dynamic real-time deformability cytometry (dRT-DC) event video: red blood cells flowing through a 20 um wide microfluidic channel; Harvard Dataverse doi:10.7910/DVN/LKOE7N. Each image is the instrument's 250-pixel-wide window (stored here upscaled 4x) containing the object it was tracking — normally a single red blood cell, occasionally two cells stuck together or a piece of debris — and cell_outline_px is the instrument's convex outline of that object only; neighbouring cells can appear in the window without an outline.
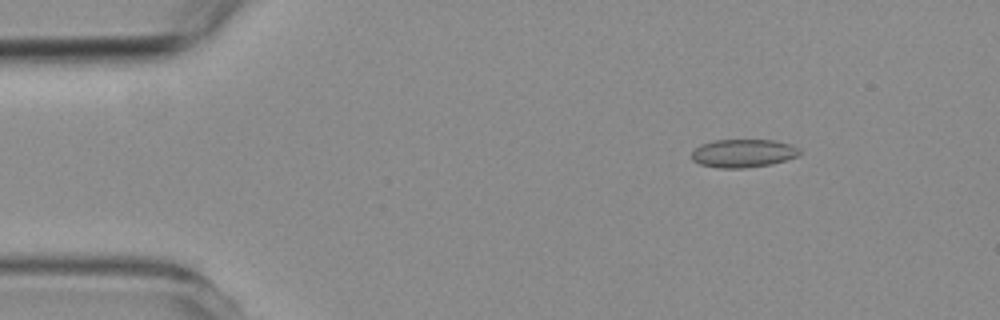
{"species": "common noctule bat (a hibernating species)", "species_latin": "Nyctalus noctula", "temperature_condition": "room temperature", "stored_images_in_passage": 48, "camera_frame_rate_fps": 3000, "um_per_image_px": 0.085, "animal": {"sex": "female", "body_mass_g": 19.3, "forearm_length_mm": 54.1}, "frame": {"image": 1, "passage_image": 1, "time_ms": 0.0, "image_size_px": [1000, 320], "cell_outline_px": [[800, 156], [772, 164], [744, 168], [716, 168], [700, 164], [692, 160], [692, 152], [700, 144], [716, 140], [772, 140], [792, 144], [800, 148]], "centroid_in_image_um": [63.2, 13.03], "position_along_channel_um": 21.8, "area_um2": 17.92}}
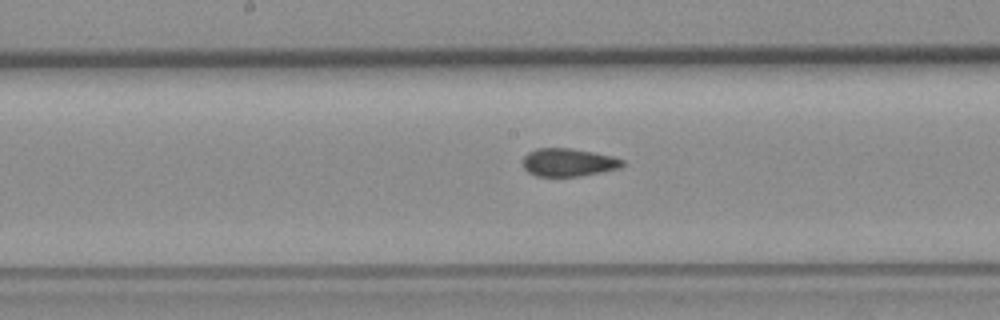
{"frame": {"image": 2, "passage_image": 21, "time_ms": 6.667, "image_size_px": [1000, 320], "cell_outline_px": [[624, 164], [620, 168], [580, 176], [536, 176], [528, 172], [524, 168], [524, 156], [528, 152], [536, 148], [572, 148], [612, 156], [624, 160]], "centroid_in_image_um": [48.31, 13.8], "position_along_channel_um": 199.9, "area_um2": 16.18}}
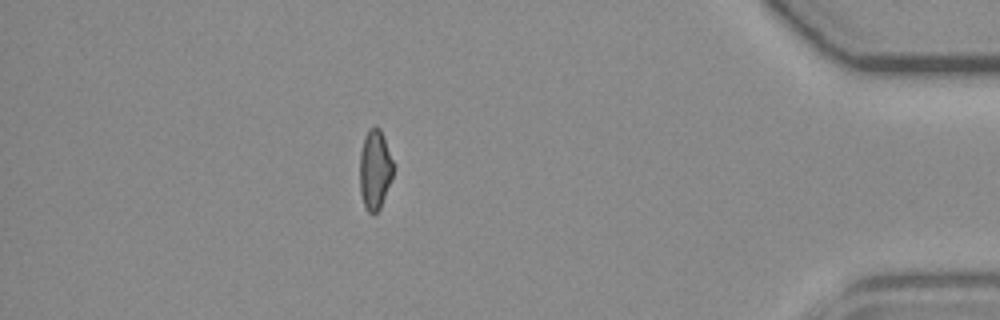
{"frame": {"image": 3, "passage_image": 41, "time_ms": 13.333, "image_size_px": [1000, 320], "cell_outline_px": [[392, 176], [380, 208], [376, 212], [368, 212], [364, 208], [360, 192], [360, 152], [364, 136], [368, 128], [380, 128], [384, 136], [392, 160]], "centroid_in_image_um": [31.84, 14.4], "position_along_channel_um": 403.4, "area_um2": 15.37}, "authors_computed_cell_mechanics": {"area_um2": 16.6464, "velocity_mm_per_s": 3.7886, "shape_relaxation_time_tau1_ms": null, "shape_relaxation_time_tau2_ms": 1.7171, "deformation_change_tau1": null, "deformation_change_tau2": 0.0891}}